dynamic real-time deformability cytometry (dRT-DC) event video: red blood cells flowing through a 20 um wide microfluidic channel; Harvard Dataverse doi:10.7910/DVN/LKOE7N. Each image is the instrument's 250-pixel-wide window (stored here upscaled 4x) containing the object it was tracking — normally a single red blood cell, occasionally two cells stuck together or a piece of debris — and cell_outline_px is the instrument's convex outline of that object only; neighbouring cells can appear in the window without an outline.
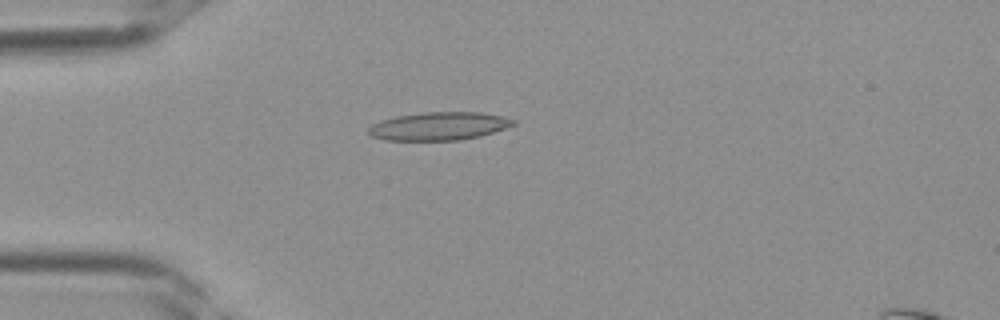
{"species": "Egyptian fruit bat (a non-hibernating species)", "species_latin": "Rousettus aegyptiacus", "temperature_condition": "room temperature", "stored_images_in_passage": 31, "camera_frame_rate_fps": 3000, "um_per_image_px": 0.085, "frame": {"image": 1, "passage_image": 3, "time_ms": 0.667, "image_size_px": [1000, 320], "cell_outline_px": [[516, 124], [480, 136], [460, 140], [384, 140], [372, 136], [368, 132], [368, 128], [372, 124], [380, 120], [396, 116], [424, 112], [480, 112], [500, 116], [516, 120]], "centroid_in_image_um": [37.28, 10.72], "position_along_channel_um": 47.7, "area_um2": 23.64}}
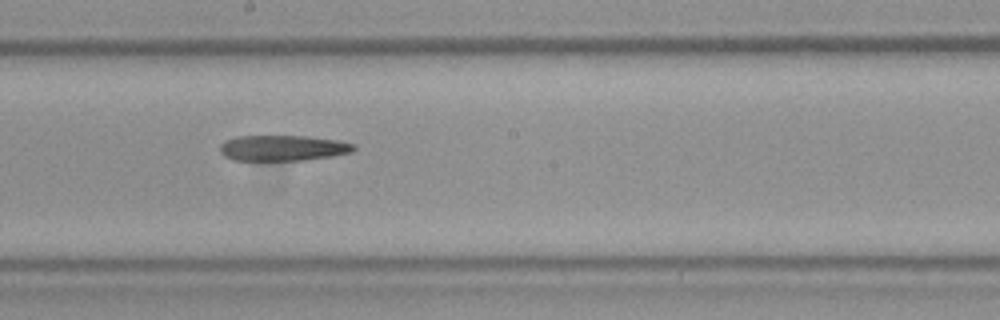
{"frame": {"image": 2, "passage_image": 14, "time_ms": 4.333, "image_size_px": [1000, 320], "cell_outline_px": [[356, 148], [352, 152], [332, 156], [304, 160], [232, 160], [224, 156], [220, 152], [220, 144], [224, 140], [236, 136], [304, 136], [340, 140], [356, 144]], "centroid_in_image_um": [24.04, 12.57], "position_along_channel_um": 224.2, "area_um2": 20.17}}
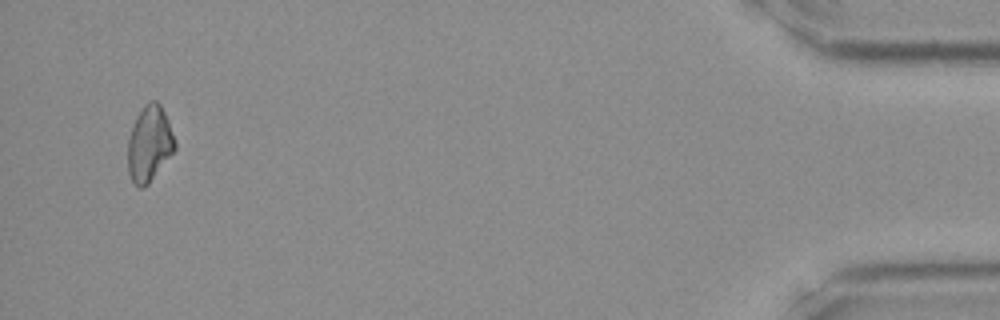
{"frame": {"image": 3, "passage_image": 30, "time_ms": 9.667, "image_size_px": [1000, 320], "cell_outline_px": [[176, 148], [148, 184], [140, 188], [132, 180], [128, 172], [128, 140], [136, 116], [144, 104], [148, 100], [156, 100], [160, 104], [168, 120], [176, 144]], "centroid_in_image_um": [12.69, 12.19], "position_along_channel_um": 422.5, "area_um2": 20.52}}